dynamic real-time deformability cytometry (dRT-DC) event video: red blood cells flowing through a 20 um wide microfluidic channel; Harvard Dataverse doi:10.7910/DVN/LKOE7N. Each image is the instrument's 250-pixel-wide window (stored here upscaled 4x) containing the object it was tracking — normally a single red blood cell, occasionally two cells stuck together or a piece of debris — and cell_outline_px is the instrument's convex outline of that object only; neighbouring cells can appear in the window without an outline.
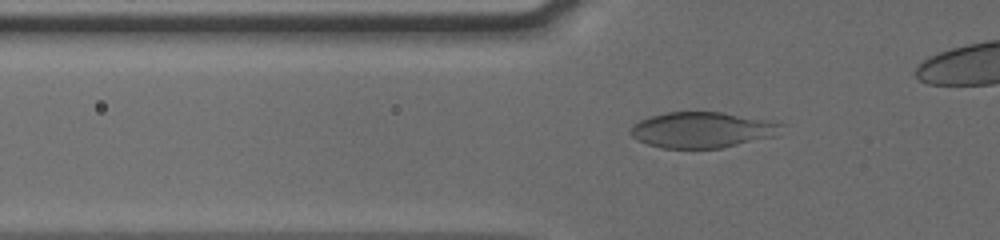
{"species": "human", "species_latin": "Homo sapiens", "temperature_condition": "cold", "stored_images_in_passage": 50, "camera_frame_rate_fps": 3000, "um_per_image_px": 0.085, "donor": {"sex": "male"}, "frame": {"image": 1, "passage_image": 20, "time_ms": 6.333, "image_size_px": [1000, 240], "cell_outline_px": [[784, 124], [780, 136], [720, 148], [660, 148], [636, 140], [628, 132], [632, 124], [640, 120], [652, 116], [668, 112], [724, 112], [780, 120]], "centroid_in_image_um": [59.8, 11.03], "position_along_channel_um": 66.0, "area_um2": 32.37}}
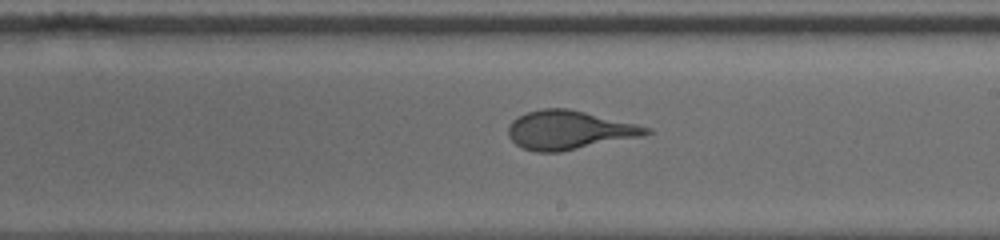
{"frame": {"image": 2, "passage_image": 34, "time_ms": 11.0, "image_size_px": [1000, 240], "cell_outline_px": [[652, 132], [644, 136], [560, 152], [536, 152], [520, 148], [508, 136], [508, 128], [512, 120], [528, 112], [544, 108], [568, 108], [636, 124], [652, 128]], "centroid_in_image_um": [48.37, 11.07], "position_along_channel_um": 240.6, "area_um2": 31.15}}
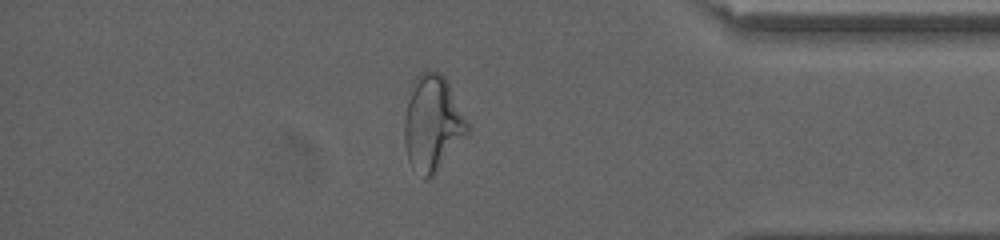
{"frame": {"image": 3, "passage_image": 48, "time_ms": 15.667, "image_size_px": [1000, 240], "cell_outline_px": [[472, 128], [468, 136], [432, 176], [428, 180], [424, 180], [408, 160], [404, 144], [404, 116], [408, 100], [416, 76], [420, 72], [440, 72], [444, 76]], "centroid_in_image_um": [36.79, 10.52], "position_along_channel_um": 398.4, "area_um2": 35.26}}